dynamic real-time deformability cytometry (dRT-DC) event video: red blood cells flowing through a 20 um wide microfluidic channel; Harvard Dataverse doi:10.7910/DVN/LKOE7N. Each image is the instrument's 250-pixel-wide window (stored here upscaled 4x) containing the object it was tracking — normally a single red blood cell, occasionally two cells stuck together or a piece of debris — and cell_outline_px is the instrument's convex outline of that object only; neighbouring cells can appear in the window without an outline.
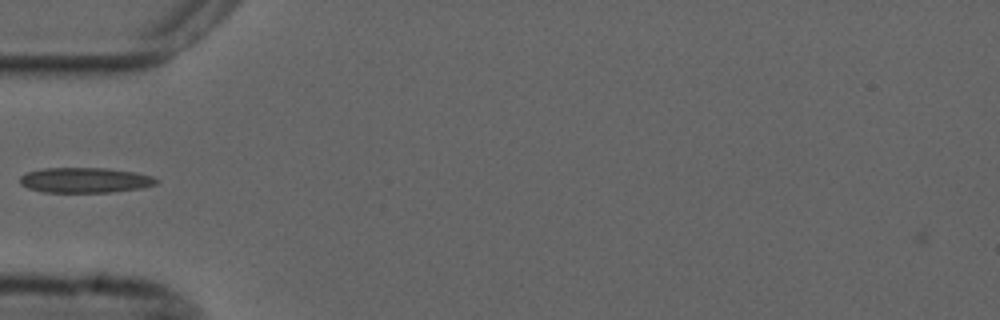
{"species": "common noctule bat (a hibernating species)", "species_latin": "Nyctalus noctula", "temperature_condition": "cold", "stored_images_in_passage": 39, "camera_frame_rate_fps": 3000, "um_per_image_px": 0.085, "animal": {"sex": "male", "forearm_length_mm": 52.5}, "frame": {"image": 1, "passage_image": 3, "time_ms": 0.667, "image_size_px": [1000, 320], "cell_outline_px": [[160, 180], [156, 184], [140, 188], [112, 192], [44, 192], [28, 188], [20, 184], [20, 176], [28, 172], [44, 168], [108, 168], [136, 172], [152, 176]], "centroid_in_image_um": [7.24, 15.31], "position_along_channel_um": 77.8, "area_um2": 20.06}}
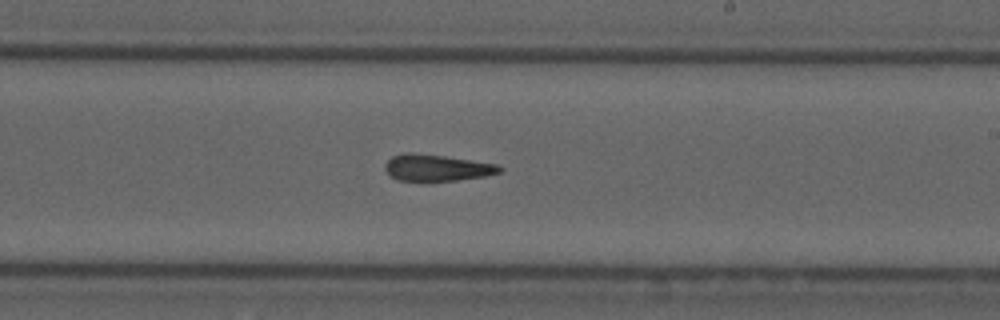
{"frame": {"image": 2, "passage_image": 17, "time_ms": 5.333, "image_size_px": [1000, 320], "cell_outline_px": [[504, 168], [500, 172], [484, 176], [456, 180], [396, 180], [388, 176], [384, 168], [384, 164], [392, 156], [408, 152], [412, 152], [444, 156], [500, 164]], "centroid_in_image_um": [37.11, 14.25], "position_along_channel_um": 251.9, "area_um2": 17.74}}
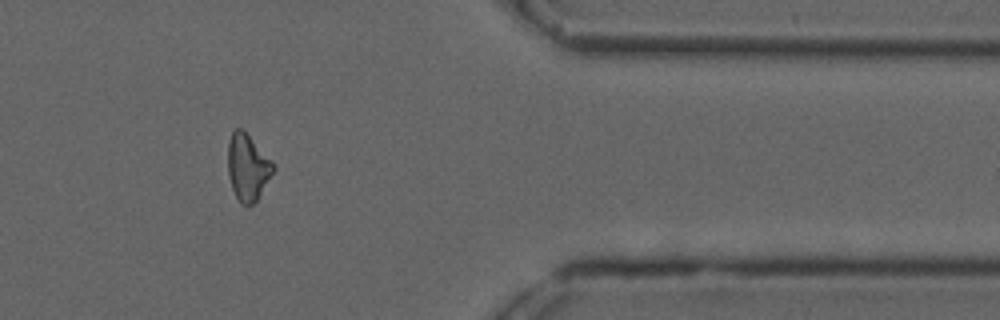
{"frame": {"image": 3, "passage_image": 30, "time_ms": 9.667, "image_size_px": [1000, 320], "cell_outline_px": [[276, 168], [256, 200], [252, 204], [240, 204], [232, 188], [228, 176], [228, 140], [232, 132], [236, 128], [244, 128], [272, 160]], "centroid_in_image_um": [21.05, 14.16], "position_along_channel_um": 390.4, "area_um2": 17.74}, "authors_computed_cell_mechanics": {"area_um2": 18.0336, "velocity_mm_per_s": 3.7284, "shape_relaxation_time_tau1_ms": null, "shape_relaxation_time_tau2_ms": 7.4527, "deformation_change_tau1": null, "deformation_change_tau2": 0.1884}}